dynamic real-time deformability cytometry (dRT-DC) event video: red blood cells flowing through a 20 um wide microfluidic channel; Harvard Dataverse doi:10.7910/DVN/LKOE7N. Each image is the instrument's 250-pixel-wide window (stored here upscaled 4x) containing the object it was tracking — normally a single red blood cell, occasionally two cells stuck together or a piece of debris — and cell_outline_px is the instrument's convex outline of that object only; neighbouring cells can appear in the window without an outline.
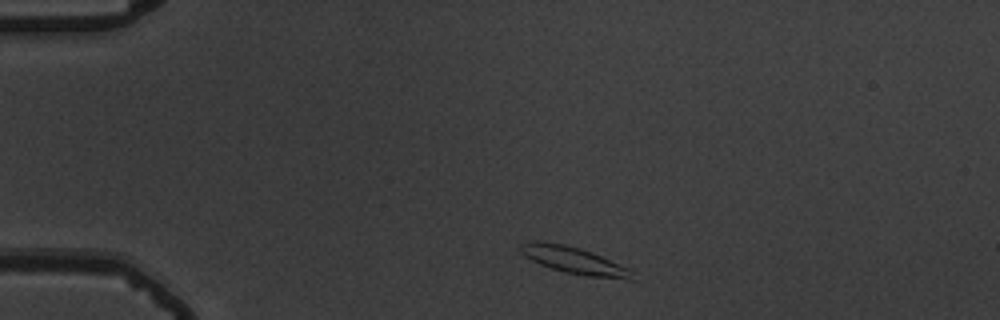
{"species": "common noctule bat (a hibernating species)", "species_latin": "Nyctalus noctula", "temperature_condition": "warm", "stored_images_in_passage": 46, "camera_frame_rate_fps": 3000, "um_per_image_px": 0.085, "animal": {"sex": "male", "body_mass_g": 19.5, "forearm_length_mm": 54.6}, "frame": {"image": 1, "passage_image": 1, "time_ms": 0.0, "image_size_px": [1000, 320], "cell_outline_px": [[632, 280], [628, 280], [588, 276], [564, 272], [540, 264], [524, 256], [520, 252], [520, 244], [532, 240], [540, 240], [564, 244], [580, 248], [592, 252], [628, 268], [632, 272]], "centroid_in_image_um": [48.75, 22.11], "position_along_channel_um": 36.3, "area_um2": 17.46}}
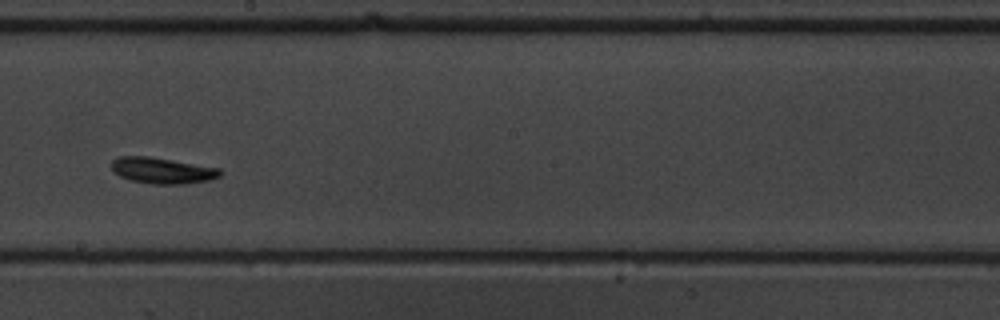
{"frame": {"image": 2, "passage_image": 22, "time_ms": 7.0, "image_size_px": [1000, 320], "cell_outline_px": [[224, 172], [220, 176], [208, 180], [184, 184], [152, 184], [128, 180], [120, 176], [112, 168], [112, 160], [116, 156], [148, 156], [220, 168]], "centroid_in_image_um": [13.8, 14.49], "position_along_channel_um": 234.4, "area_um2": 16.53}}
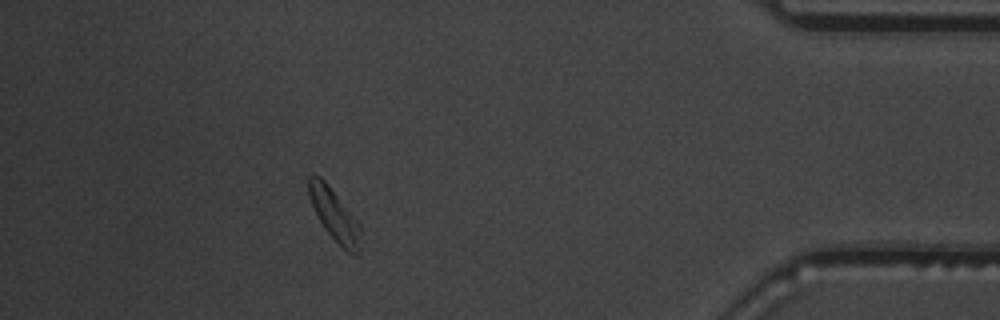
{"frame": {"image": 3, "passage_image": 40, "time_ms": 13.0, "image_size_px": [1000, 320], "cell_outline_px": [[360, 252], [356, 256], [348, 252], [324, 228], [308, 196], [308, 176], [312, 172], [320, 176], [328, 184], [360, 224]], "centroid_in_image_um": [28.42, 18.23], "position_along_channel_um": 406.8, "area_um2": 15.49}, "authors_computed_cell_mechanics": {"area_um2": 15.8372, "velocity_mm_per_s": 3.576, "shape_relaxation_time_tau1_ms": 10.2848, "shape_relaxation_time_tau2_ms": null, "deformation_change_tau1": 0.3075, "deformation_change_tau2": null}}